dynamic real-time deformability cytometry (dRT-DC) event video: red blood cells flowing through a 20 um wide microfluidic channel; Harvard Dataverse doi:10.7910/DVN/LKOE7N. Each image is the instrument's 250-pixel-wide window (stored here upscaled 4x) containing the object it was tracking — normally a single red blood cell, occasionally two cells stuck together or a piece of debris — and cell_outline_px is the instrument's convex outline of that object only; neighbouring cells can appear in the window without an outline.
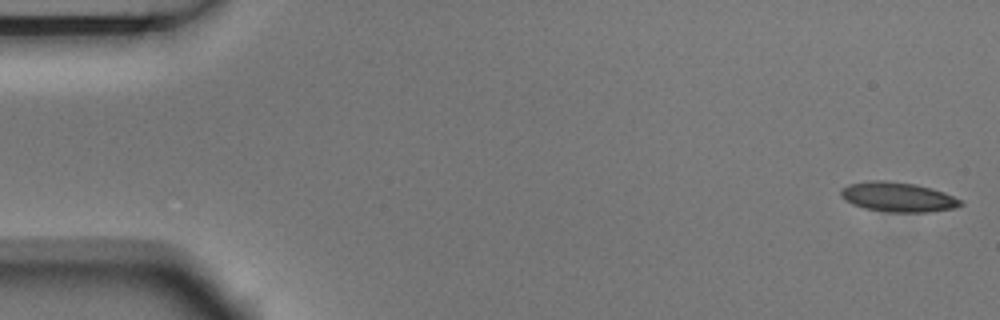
{"species": "Egyptian fruit bat (a non-hibernating species)", "species_latin": "Rousettus aegyptiacus", "temperature_condition": "room temperature", "stored_images_in_passage": 4, "camera_frame_rate_fps": 3000, "um_per_image_px": 0.085, "animal": {"sex": "male"}, "frame": {"image": 1, "passage_image": 1, "time_ms": 0.0, "image_size_px": [1000, 320], "cell_outline_px": [[964, 204], [956, 208], [928, 212], [892, 212], [864, 208], [852, 204], [840, 196], [840, 192], [848, 184], [872, 180], [884, 180], [912, 184], [944, 192], [960, 200]], "centroid_in_image_um": [76.31, 16.75], "position_along_channel_um": 8.7, "area_um2": 20.4}}
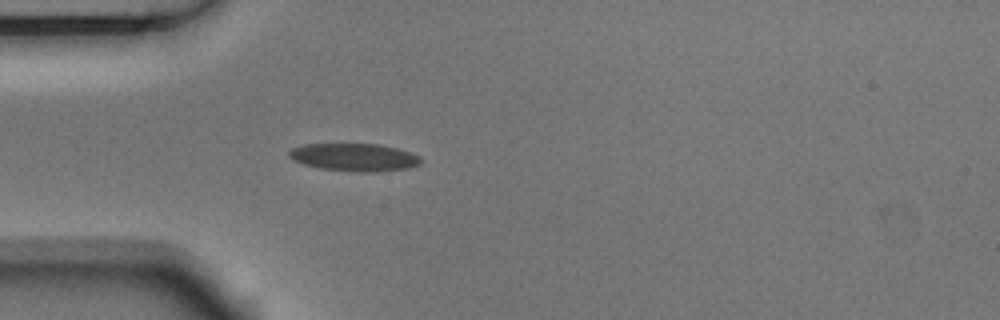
{"frame": {"image": 2, "passage_image": 4, "time_ms": 1.0, "image_size_px": [1000, 320], "cell_outline_px": [[424, 160], [420, 164], [408, 168], [380, 172], [356, 172], [320, 168], [304, 164], [292, 160], [288, 156], [288, 152], [292, 148], [304, 144], [380, 144], [396, 148], [420, 156]], "centroid_in_image_um": [30.13, 13.37], "position_along_channel_um": 54.9, "area_um2": 21.44}}